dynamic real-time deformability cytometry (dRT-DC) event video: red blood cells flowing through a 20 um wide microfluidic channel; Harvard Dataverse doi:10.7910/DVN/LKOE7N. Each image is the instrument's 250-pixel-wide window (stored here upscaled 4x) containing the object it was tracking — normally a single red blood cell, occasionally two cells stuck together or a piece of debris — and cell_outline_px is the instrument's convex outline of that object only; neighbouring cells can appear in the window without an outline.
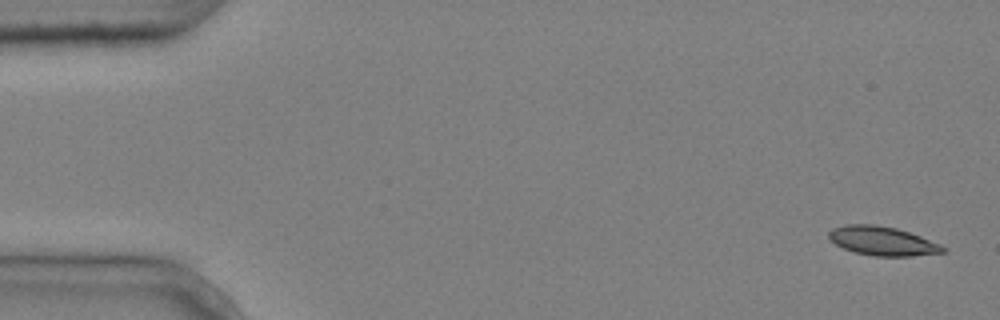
{"species": "common noctule bat (a hibernating species)", "species_latin": "Nyctalus noctula", "temperature_condition": "cold", "stored_images_in_passage": 5, "camera_frame_rate_fps": 3000, "um_per_image_px": 0.085, "animal": {"sex": "male", "body_mass_g": 20.4}, "frame": {"image": 1, "passage_image": 1, "time_ms": 0.0, "image_size_px": [1000, 320], "cell_outline_px": [[948, 252], [912, 256], [872, 256], [856, 252], [844, 248], [836, 244], [828, 236], [828, 232], [832, 228], [848, 224], [876, 224], [896, 228], [920, 236], [940, 244], [948, 248]], "centroid_in_image_um": [75.05, 20.48], "position_along_channel_um": 10.0, "area_um2": 19.31}}
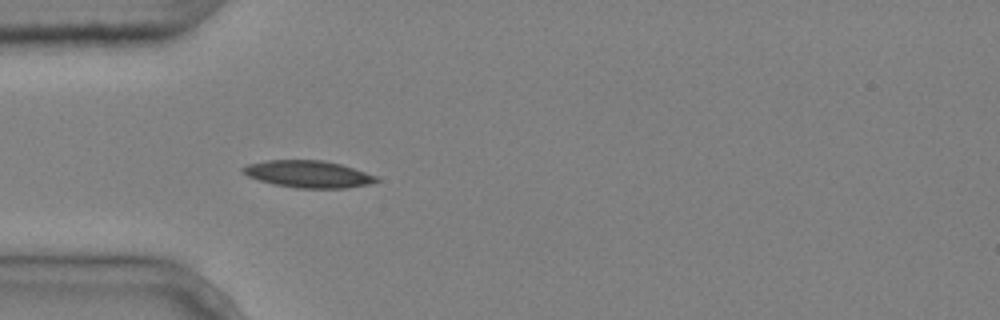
{"frame": {"image": 2, "passage_image": 5, "time_ms": 1.333, "image_size_px": [1000, 320], "cell_outline_px": [[380, 180], [368, 184], [348, 188], [296, 188], [276, 184], [260, 180], [248, 176], [240, 172], [240, 168], [248, 164], [268, 160], [324, 160], [340, 164], [376, 176]], "centroid_in_image_um": [26.17, 14.79], "position_along_channel_um": 58.8, "area_um2": 20.87}}